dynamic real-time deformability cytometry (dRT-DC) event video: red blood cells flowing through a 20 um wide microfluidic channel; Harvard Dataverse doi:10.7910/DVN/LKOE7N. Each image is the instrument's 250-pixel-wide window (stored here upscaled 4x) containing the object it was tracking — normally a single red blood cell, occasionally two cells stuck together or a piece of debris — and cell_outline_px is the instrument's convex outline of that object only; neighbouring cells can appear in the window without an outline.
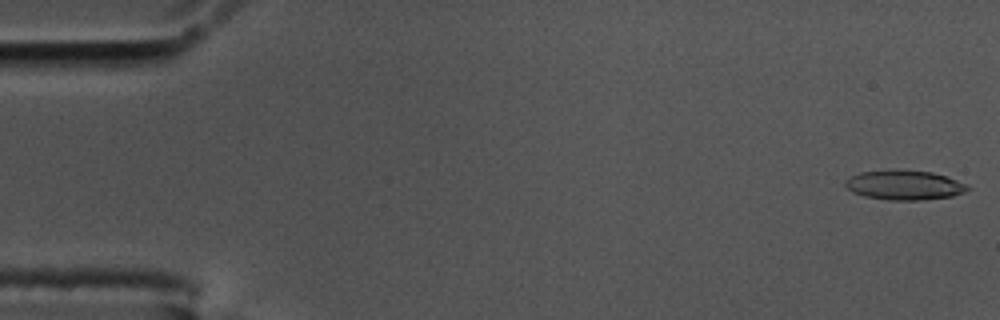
{"species": "common noctule bat (a hibernating species)", "species_latin": "Nyctalus noctula", "temperature_condition": "cold", "stored_images_in_passage": 57, "camera_frame_rate_fps": 3000, "um_per_image_px": 0.085, "animal": {"sex": "male", "body_mass_g": 17.5, "forearm_length_mm": 52.3}, "frame": {"image": 1, "passage_image": 1, "time_ms": 0.0, "image_size_px": [1000, 320], "cell_outline_px": [[972, 188], [964, 192], [952, 196], [920, 200], [888, 200], [864, 196], [852, 192], [844, 184], [844, 180], [860, 172], [932, 172], [968, 184]], "centroid_in_image_um": [76.89, 15.77], "position_along_channel_um": 8.1, "area_um2": 20.35}}
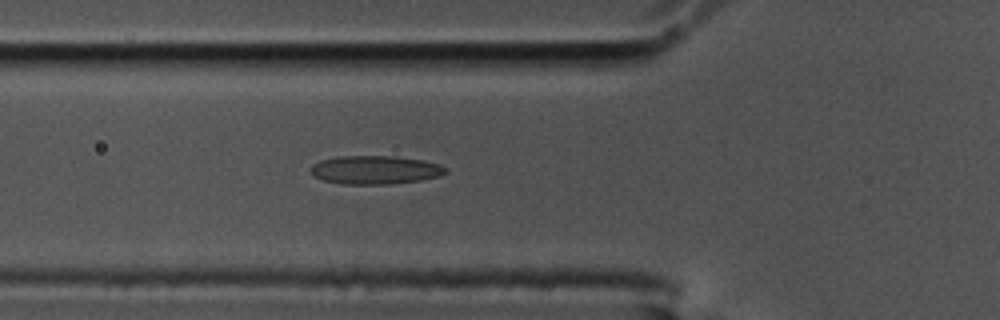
{"frame": {"image": 2, "passage_image": 20, "time_ms": 6.333, "image_size_px": [1000, 320], "cell_outline_px": [[448, 172], [440, 176], [420, 180], [388, 184], [340, 184], [324, 180], [312, 176], [312, 164], [320, 160], [340, 156], [396, 156], [424, 160], [440, 164], [448, 168]], "centroid_in_image_um": [31.92, 14.44], "position_along_channel_um": 93.9, "area_um2": 22.54}}
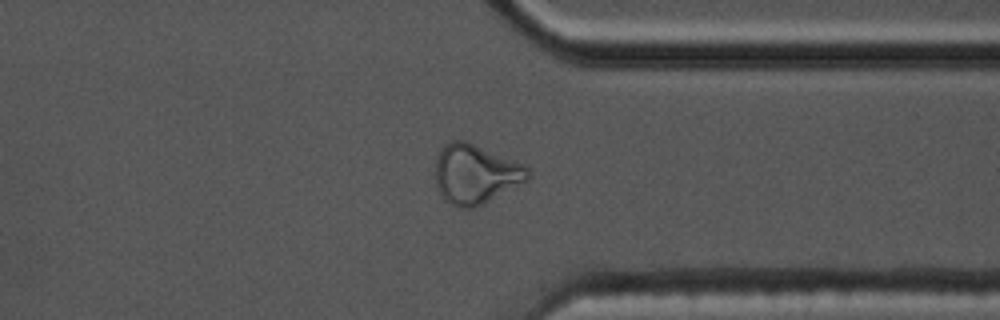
{"frame": {"image": 3, "passage_image": 44, "time_ms": 14.333, "image_size_px": [1000, 320], "cell_outline_px": [[532, 176], [528, 180], [472, 208], [456, 208], [444, 200], [436, 184], [436, 156], [440, 148], [444, 144], [452, 140], [464, 140], [524, 164], [528, 168]], "centroid_in_image_um": [40.39, 14.78], "position_along_channel_um": 371.0, "area_um2": 31.85}, "authors_computed_cell_mechanics": {"area_um2": 22.1952, "velocity_mm_per_s": 3.4842, "shape_relaxation_time_tau1_ms": null, "shape_relaxation_time_tau2_ms": 1.6458, "deformation_change_tau1": null, "deformation_change_tau2": 0.0813}}